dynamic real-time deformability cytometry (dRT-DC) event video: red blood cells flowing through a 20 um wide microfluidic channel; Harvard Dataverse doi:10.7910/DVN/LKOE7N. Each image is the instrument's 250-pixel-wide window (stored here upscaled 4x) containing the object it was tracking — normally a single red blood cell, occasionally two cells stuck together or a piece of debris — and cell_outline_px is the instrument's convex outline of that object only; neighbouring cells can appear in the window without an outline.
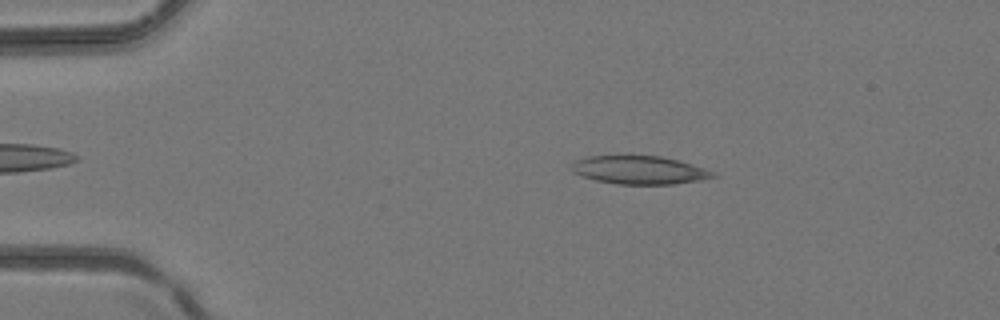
{"species": "common noctule bat (a hibernating species)", "species_latin": "Nyctalus noctula", "temperature_condition": "room temperature", "stored_images_in_passage": 36, "camera_frame_rate_fps": 3000, "um_per_image_px": 0.085, "animal": {"sex": "female", "body_mass_g": 24.6, "forearm_length_mm": 56.2}, "frame": {"image": 1, "passage_image": 8, "time_ms": 2.333, "image_size_px": [1000, 320], "cell_outline_px": [[720, 176], [700, 180], [672, 184], [616, 184], [596, 180], [572, 172], [572, 164], [576, 160], [588, 156], [660, 156], [692, 164], [716, 172]], "centroid_in_image_um": [54.38, 14.46], "position_along_channel_um": 30.6, "area_um2": 23.12}}
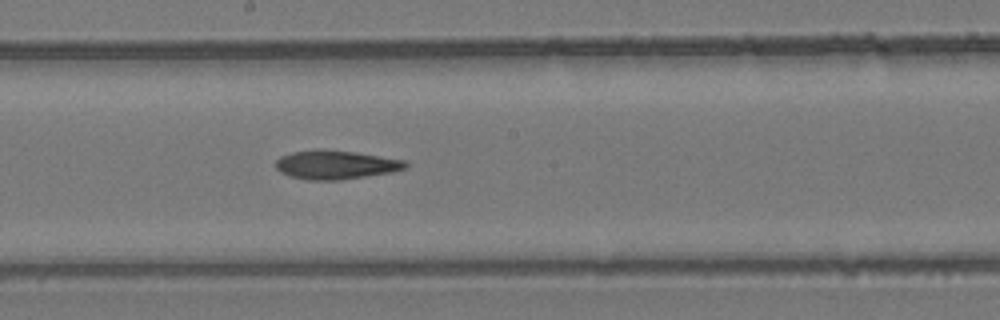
{"frame": {"image": 2, "passage_image": 23, "time_ms": 7.333, "image_size_px": [1000, 320], "cell_outline_px": [[408, 168], [392, 172], [340, 180], [304, 180], [280, 172], [276, 168], [276, 160], [280, 156], [292, 152], [356, 152], [408, 160]], "centroid_in_image_um": [28.62, 14.04], "position_along_channel_um": 219.6, "area_um2": 21.21}}
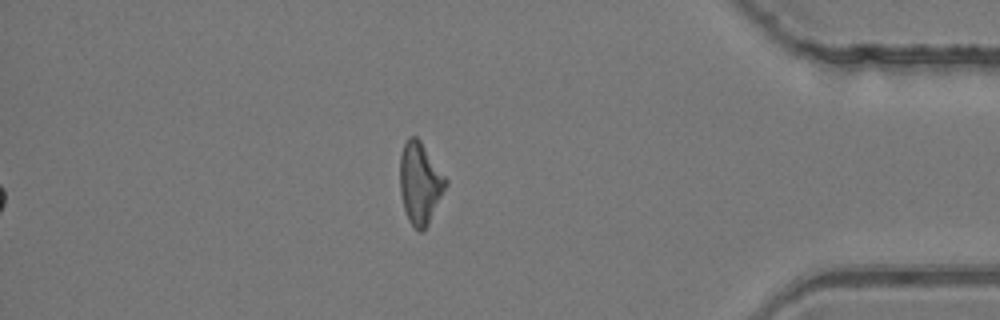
{"frame": {"image": 3, "passage_image": 36, "time_ms": 11.667, "image_size_px": [1000, 320], "cell_outline_px": [[448, 184], [428, 224], [420, 232], [408, 220], [404, 208], [400, 192], [400, 156], [404, 144], [408, 136], [416, 136], [420, 140], [448, 180]], "centroid_in_image_um": [35.7, 15.54], "position_along_channel_um": 399.5, "area_um2": 21.62}}